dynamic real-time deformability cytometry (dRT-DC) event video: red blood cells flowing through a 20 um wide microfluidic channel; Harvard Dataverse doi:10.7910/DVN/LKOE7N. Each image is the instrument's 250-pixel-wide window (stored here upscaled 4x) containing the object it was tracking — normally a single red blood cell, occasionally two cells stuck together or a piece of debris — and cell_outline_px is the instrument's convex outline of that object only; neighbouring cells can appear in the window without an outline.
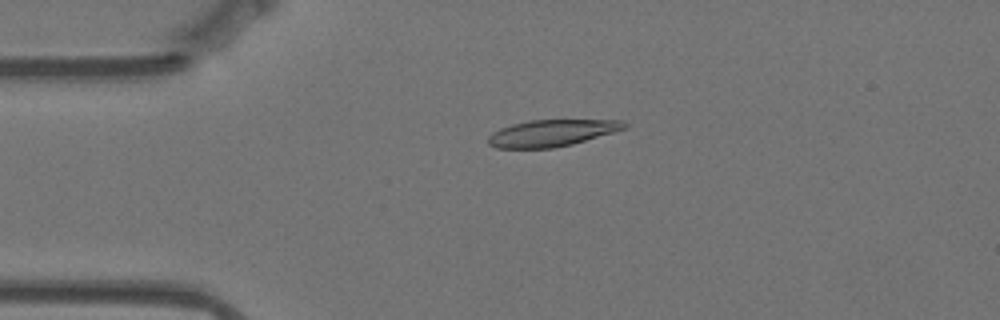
{"species": "Egyptian fruit bat (a non-hibernating species)", "species_latin": "Rousettus aegyptiacus", "temperature_condition": "warm", "stored_images_in_passage": 57, "camera_frame_rate_fps": 3000, "um_per_image_px": 0.085, "animal": {"sex": "female"}, "frame": {"image": 1, "passage_image": 12, "time_ms": 3.667, "image_size_px": [1000, 320], "cell_outline_px": [[628, 128], [572, 144], [552, 148], [496, 148], [488, 144], [488, 136], [492, 132], [500, 128], [512, 124], [528, 120], [620, 120], [628, 124]], "centroid_in_image_um": [46.89, 11.3], "position_along_channel_um": 38.1, "area_um2": 21.21}}
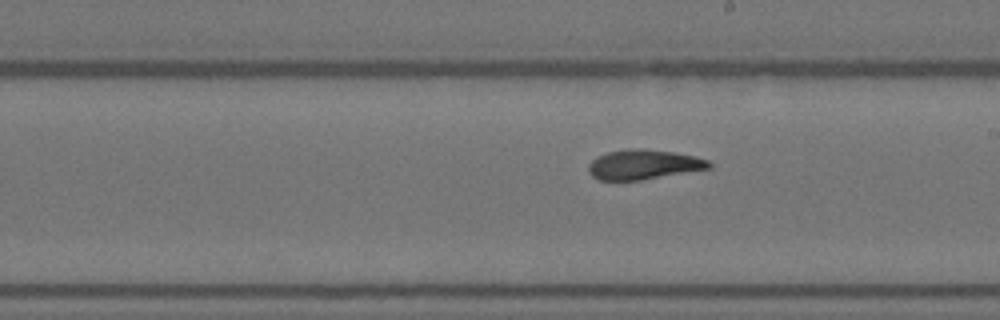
{"frame": {"image": 2, "passage_image": 31, "time_ms": 10.0, "image_size_px": [1000, 320], "cell_outline_px": [[712, 168], [640, 180], [600, 180], [592, 176], [588, 172], [588, 164], [596, 156], [608, 152], [628, 148], [636, 148], [672, 152], [696, 156], [708, 160], [712, 164]], "centroid_in_image_um": [54.69, 13.98], "position_along_channel_um": 234.3, "area_um2": 20.92}}
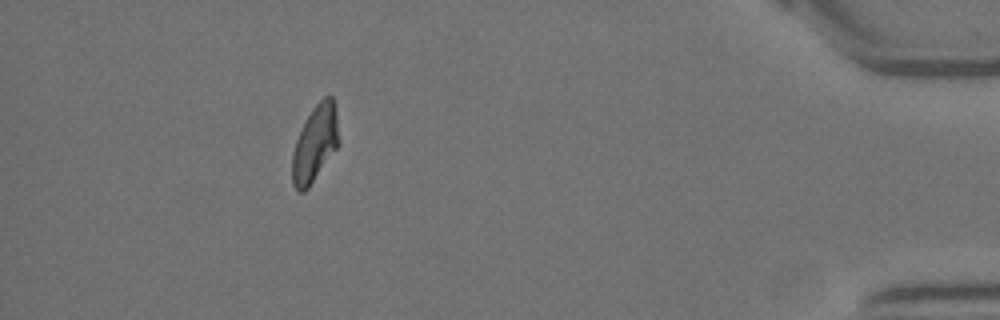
{"frame": {"image": 3, "passage_image": 51, "time_ms": 16.667, "image_size_px": [1000, 320], "cell_outline_px": [[340, 144], [308, 188], [304, 192], [296, 192], [292, 184], [292, 152], [296, 140], [312, 108], [324, 96], [332, 96], [336, 112]], "centroid_in_image_um": [26.77, 12.24], "position_along_channel_um": 408.4, "area_um2": 20.75}, "authors_computed_cell_mechanics": {"area_um2": 21.5016, "velocity_mm_per_s": 3.5079, "shape_relaxation_time_tau1_ms": 11.1418, "shape_relaxation_time_tau2_ms": 2.6275, "deformation_change_tau1": 0.2946, "deformation_change_tau2": 0.1005}}